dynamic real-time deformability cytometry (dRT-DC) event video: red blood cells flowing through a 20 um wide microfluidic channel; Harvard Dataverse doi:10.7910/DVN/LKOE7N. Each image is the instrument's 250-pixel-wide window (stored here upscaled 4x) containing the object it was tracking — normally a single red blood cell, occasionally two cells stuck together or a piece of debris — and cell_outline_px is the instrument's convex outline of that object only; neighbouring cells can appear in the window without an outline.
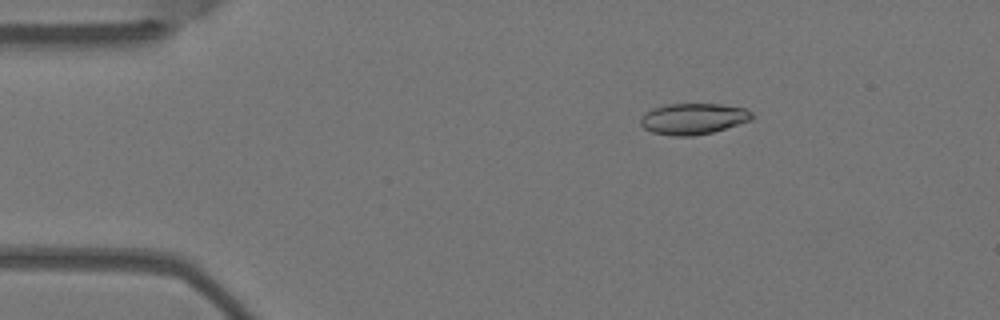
{"species": "Egyptian fruit bat (a non-hibernating species)", "species_latin": "Rousettus aegyptiacus", "temperature_condition": "warm", "stored_images_in_passage": 4, "camera_frame_rate_fps": 3000, "um_per_image_px": 0.085, "animal": {"sex": "female"}, "frame": {"image": 1, "passage_image": 3, "time_ms": 0.667, "image_size_px": [1000, 320], "cell_outline_px": [[752, 120], [712, 132], [692, 136], [672, 136], [652, 132], [644, 128], [640, 124], [640, 116], [652, 108], [668, 104], [720, 104], [748, 108], [752, 112]], "centroid_in_image_um": [58.92, 10.09], "position_along_channel_um": 26.1, "area_um2": 20.29}}